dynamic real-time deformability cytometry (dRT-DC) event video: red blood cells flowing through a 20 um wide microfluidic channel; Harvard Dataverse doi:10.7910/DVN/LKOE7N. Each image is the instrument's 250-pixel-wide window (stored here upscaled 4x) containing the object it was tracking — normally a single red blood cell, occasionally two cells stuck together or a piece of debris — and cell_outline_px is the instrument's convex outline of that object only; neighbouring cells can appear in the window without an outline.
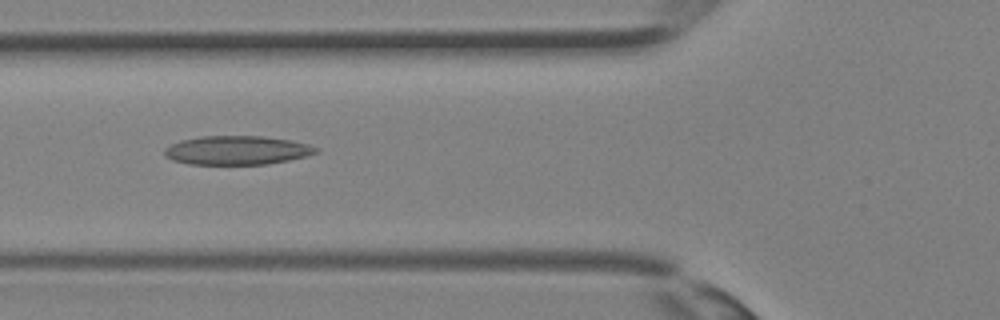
{"species": "Egyptian fruit bat (a non-hibernating species)", "species_latin": "Rousettus aegyptiacus", "temperature_condition": "room temperature", "stored_images_in_passage": 25, "camera_frame_rate_fps": 3000, "um_per_image_px": 0.085, "animal": {"sex": "female"}, "frame": {"image": 1, "passage_image": 3, "time_ms": 0.667, "image_size_px": [1000, 320], "cell_outline_px": [[320, 152], [288, 160], [268, 164], [188, 164], [172, 160], [164, 156], [164, 148], [180, 140], [200, 136], [260, 136], [292, 140], [308, 144], [320, 148]], "centroid_in_image_um": [20.14, 12.77], "position_along_channel_um": 105.7, "area_um2": 25.61}}
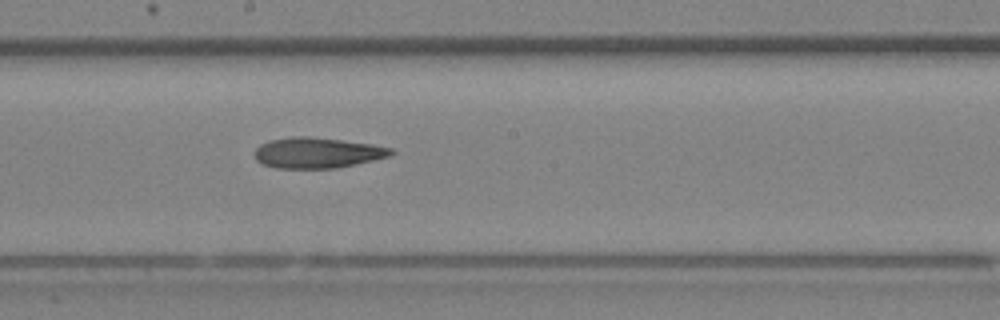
{"frame": {"image": 2, "passage_image": 9, "time_ms": 2.667, "image_size_px": [1000, 320], "cell_outline_px": [[396, 152], [392, 156], [356, 164], [336, 168], [276, 168], [264, 164], [256, 160], [252, 152], [260, 144], [268, 140], [296, 136], [308, 136], [372, 144], [392, 148]], "centroid_in_image_um": [26.97, 12.98], "position_along_channel_um": 221.2, "area_um2": 24.51}}
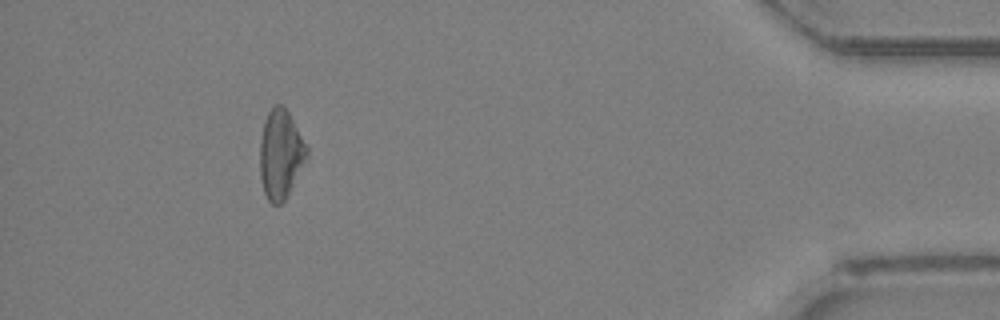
{"frame": {"image": 3, "passage_image": 22, "time_ms": 7.0, "image_size_px": [1000, 320], "cell_outline_px": [[308, 156], [288, 196], [280, 204], [272, 204], [268, 200], [264, 192], [260, 176], [260, 140], [264, 120], [268, 112], [276, 104], [284, 104], [308, 144]], "centroid_in_image_um": [23.87, 13.08], "position_along_channel_um": 411.3, "area_um2": 24.74}}